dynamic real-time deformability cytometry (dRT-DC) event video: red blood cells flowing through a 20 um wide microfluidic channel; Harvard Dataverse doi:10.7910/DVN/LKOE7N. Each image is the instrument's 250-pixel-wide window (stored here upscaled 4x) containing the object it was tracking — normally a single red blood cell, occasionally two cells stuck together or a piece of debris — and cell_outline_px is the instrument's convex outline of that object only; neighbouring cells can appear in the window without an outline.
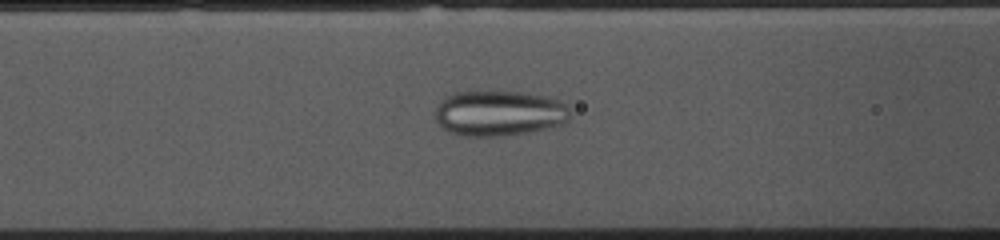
{"species": "common noctule bat (a hibernating species)", "species_latin": "Nyctalus noctula", "temperature_condition": "cold", "stored_images_in_passage": 53, "camera_frame_rate_fps": 3000, "um_per_image_px": 0.085, "animal": {"sex": "female", "body_mass_g": 10.0, "forearm_length_mm": 53.1}, "frame": {"image": 1, "passage_image": 19, "time_ms": 6.0, "image_size_px": [1000, 240], "cell_outline_px": [[572, 112], [568, 120], [564, 124], [528, 132], [504, 136], [464, 136], [448, 132], [436, 120], [436, 108], [440, 100], [444, 96], [452, 92], [520, 92], [544, 96], [568, 104]], "centroid_in_image_um": [42.43, 9.63], "position_along_channel_um": 124.2, "area_um2": 35.89}}
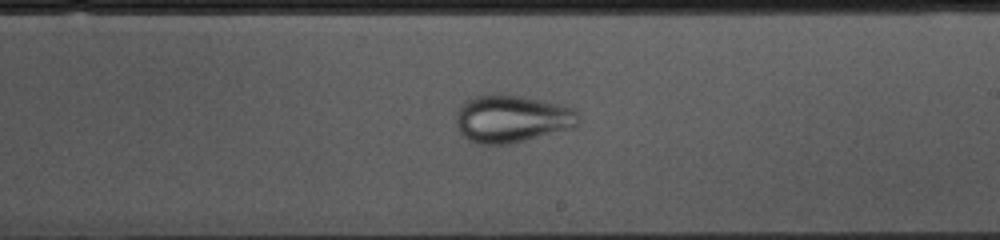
{"frame": {"image": 2, "passage_image": 29, "time_ms": 9.333, "image_size_px": [1000, 240], "cell_outline_px": [[580, 120], [572, 128], [508, 144], [480, 144], [468, 140], [460, 132], [456, 124], [456, 112], [464, 100], [472, 96], [520, 96], [560, 104], [572, 108], [580, 116]], "centroid_in_image_um": [43.48, 10.11], "position_along_channel_um": 245.5, "area_um2": 33.41}}
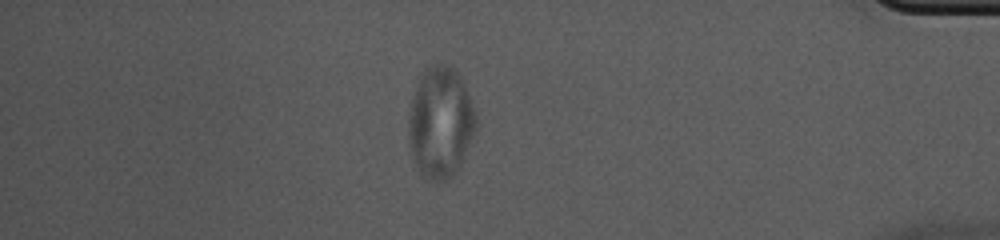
{"frame": {"image": 3, "passage_image": 45, "time_ms": 14.667, "image_size_px": [1000, 240], "cell_outline_px": [[476, 128], [460, 164], [456, 172], [444, 180], [428, 180], [416, 168], [412, 156], [408, 132], [408, 120], [412, 100], [420, 76], [428, 68], [436, 64], [444, 64], [452, 68], [460, 76], [476, 112]], "centroid_in_image_um": [37.43, 10.42], "position_along_channel_um": 397.8, "area_um2": 42.95}}